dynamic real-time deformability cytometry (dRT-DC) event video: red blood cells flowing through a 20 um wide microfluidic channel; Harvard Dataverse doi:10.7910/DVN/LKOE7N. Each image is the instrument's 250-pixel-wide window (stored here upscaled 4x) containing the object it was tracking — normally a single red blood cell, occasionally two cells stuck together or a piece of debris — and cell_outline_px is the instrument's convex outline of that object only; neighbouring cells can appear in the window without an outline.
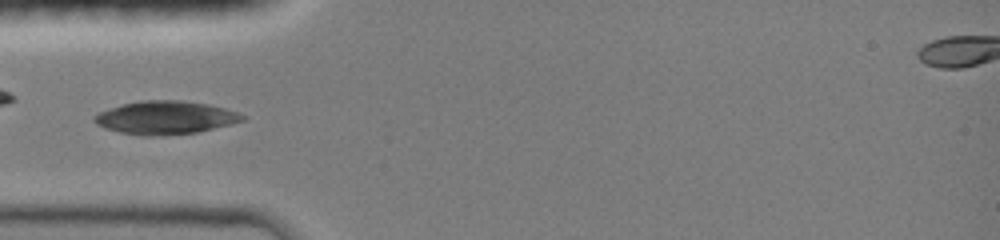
{"species": "common noctule bat (a hibernating species)", "species_latin": "Nyctalus noctula", "temperature_condition": "room temperature", "stored_images_in_passage": 43, "camera_frame_rate_fps": 3000, "um_per_image_px": 0.085, "animal": {"sex": "female", "body_mass_g": 19.0, "forearm_length_mm": 51.5}, "frame": {"image": 1, "passage_image": 13, "time_ms": 4.0, "image_size_px": [1000, 240], "cell_outline_px": [[244, 120], [196, 132], [160, 136], [140, 136], [120, 132], [104, 128], [96, 124], [92, 120], [92, 116], [100, 112], [124, 104], [140, 100], [180, 100], [208, 104], [224, 108], [236, 112], [244, 116]], "centroid_in_image_um": [13.99, 10.0], "position_along_channel_um": 71.0, "area_um2": 28.38}}
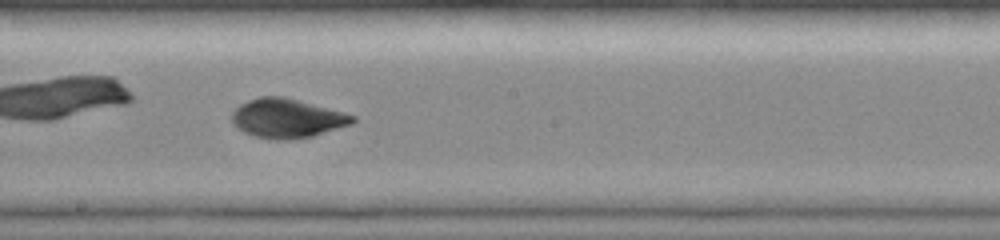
{"frame": {"image": 2, "passage_image": 24, "time_ms": 7.667, "image_size_px": [1000, 240], "cell_outline_px": [[356, 120], [352, 124], [312, 136], [288, 140], [272, 140], [256, 136], [244, 132], [232, 124], [232, 112], [240, 104], [248, 100], [260, 96], [284, 96], [344, 112], [356, 116]], "centroid_in_image_um": [24.4, 10.05], "position_along_channel_um": 223.8, "area_um2": 27.63}}
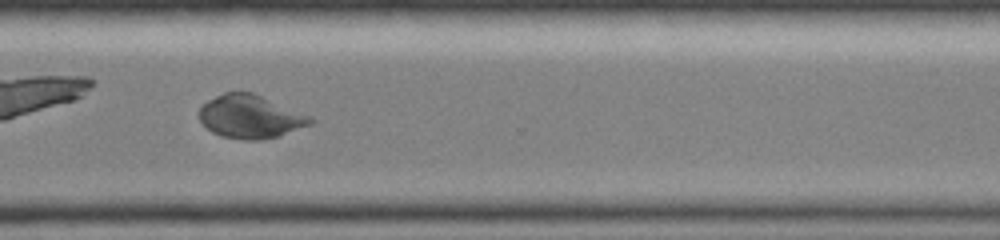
{"frame": {"image": 3, "passage_image": 33, "time_ms": 10.667, "image_size_px": [1000, 240], "cell_outline_px": [[316, 120], [312, 124], [280, 136], [260, 140], [240, 140], [220, 136], [212, 132], [200, 120], [200, 108], [208, 100], [224, 92], [252, 92], [308, 116]], "centroid_in_image_um": [21.27, 9.94], "position_along_channel_um": 349.3, "area_um2": 27.74}, "authors_computed_cell_mechanics": {"area_um2": 27.3394, "velocity_mm_per_s": 4.1744, "shape_relaxation_time_tau1_ms": null, "shape_relaxation_time_tau2_ms": 0.7809, "deformation_change_tau1": null, "deformation_change_tau2": 0.041}}